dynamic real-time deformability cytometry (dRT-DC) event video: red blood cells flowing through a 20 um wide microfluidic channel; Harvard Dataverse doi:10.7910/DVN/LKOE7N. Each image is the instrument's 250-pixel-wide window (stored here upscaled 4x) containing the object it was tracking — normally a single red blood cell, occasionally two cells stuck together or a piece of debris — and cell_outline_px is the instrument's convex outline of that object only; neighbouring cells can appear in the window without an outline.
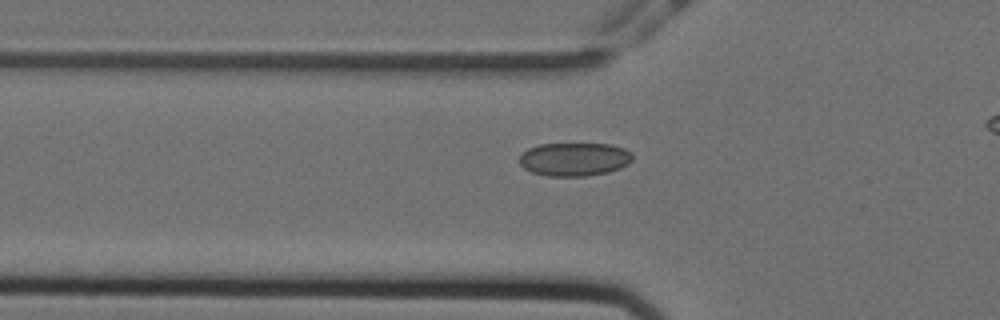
{"species": "Egyptian fruit bat (a non-hibernating species)", "species_latin": "Rousettus aegyptiacus", "temperature_condition": "cold", "stored_images_in_passage": 50, "camera_frame_rate_fps": 3000, "um_per_image_px": 0.085, "animal": {"sex": "female"}, "frame": {"image": 1, "passage_image": 19, "time_ms": 6.0, "image_size_px": [1000, 320], "cell_outline_px": [[632, 160], [628, 164], [620, 168], [608, 172], [588, 176], [548, 176], [532, 172], [524, 168], [516, 160], [528, 148], [540, 144], [612, 144], [624, 148], [632, 152]], "centroid_in_image_um": [48.82, 13.54], "position_along_channel_um": 77.0, "area_um2": 22.2}}
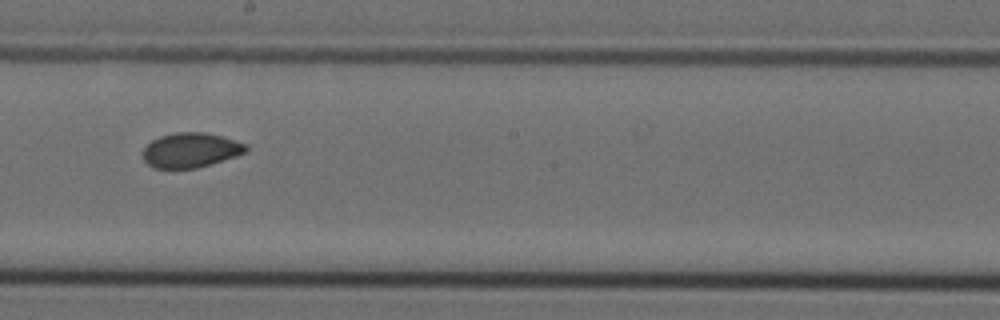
{"frame": {"image": 2, "passage_image": 32, "time_ms": 10.333, "image_size_px": [1000, 320], "cell_outline_px": [[248, 148], [244, 152], [236, 156], [196, 168], [152, 168], [144, 160], [144, 148], [152, 140], [160, 136], [176, 132], [204, 132], [224, 136], [248, 144]], "centroid_in_image_um": [16.23, 12.75], "position_along_channel_um": 232.0, "area_um2": 20.81}}
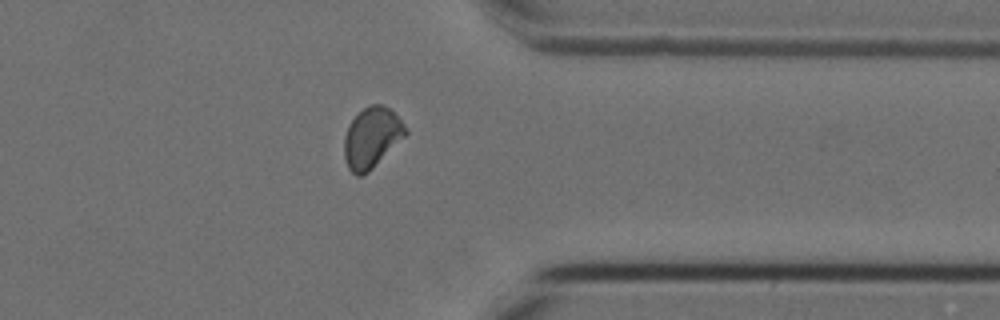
{"frame": {"image": 3, "passage_image": 45, "time_ms": 14.667, "image_size_px": [1000, 320], "cell_outline_px": [[408, 132], [368, 172], [360, 176], [356, 176], [348, 168], [344, 156], [344, 136], [348, 124], [364, 108], [372, 104], [380, 104], [388, 108], [400, 120]], "centroid_in_image_um": [31.55, 11.71], "position_along_channel_um": 379.9, "area_um2": 21.1}, "authors_computed_cell_mechanics": {"area_um2": 21.4149, "velocity_mm_per_s": 3.5577, "shape_relaxation_time_tau1_ms": null, "shape_relaxation_time_tau2_ms": 1.4649, "deformation_change_tau1": null, "deformation_change_tau2": 0.0342}}